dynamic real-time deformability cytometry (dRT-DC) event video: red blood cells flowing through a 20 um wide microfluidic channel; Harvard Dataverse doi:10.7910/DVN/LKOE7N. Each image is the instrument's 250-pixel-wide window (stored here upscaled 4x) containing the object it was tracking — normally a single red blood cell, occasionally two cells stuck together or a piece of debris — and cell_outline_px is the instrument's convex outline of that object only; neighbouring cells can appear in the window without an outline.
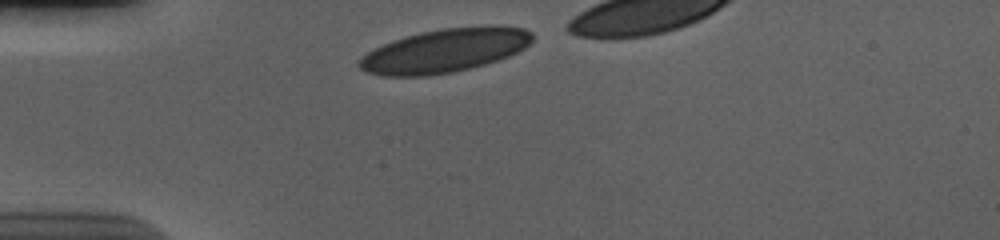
{"species": "human", "species_latin": "Homo sapiens", "temperature_condition": "cold", "stored_images_in_passage": 32, "camera_frame_rate_fps": 3000, "um_per_image_px": 0.085, "donor": {"sex": "male"}, "frame": {"image": 1, "passage_image": 1, "time_ms": 0.0, "image_size_px": [1000, 240], "cell_outline_px": [[532, 40], [524, 48], [508, 56], [484, 64], [452, 72], [428, 76], [380, 76], [368, 72], [360, 68], [356, 64], [360, 56], [392, 40], [424, 32], [444, 28], [492, 24], [524, 28], [532, 32]], "centroid_in_image_um": [37.8, 4.29], "position_along_channel_um": 47.2, "area_um2": 43.99}}
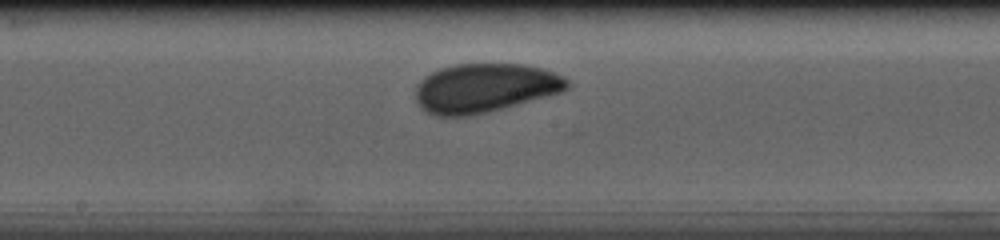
{"frame": {"image": 2, "passage_image": 16, "time_ms": 5.0, "image_size_px": [1000, 240], "cell_outline_px": [[568, 88], [560, 92], [488, 112], [468, 116], [436, 116], [424, 112], [420, 108], [416, 100], [416, 88], [420, 80], [424, 76], [440, 68], [456, 64], [524, 64], [540, 68], [564, 76], [568, 80]], "centroid_in_image_um": [41.15, 7.48], "position_along_channel_um": 207.0, "area_um2": 43.18}}
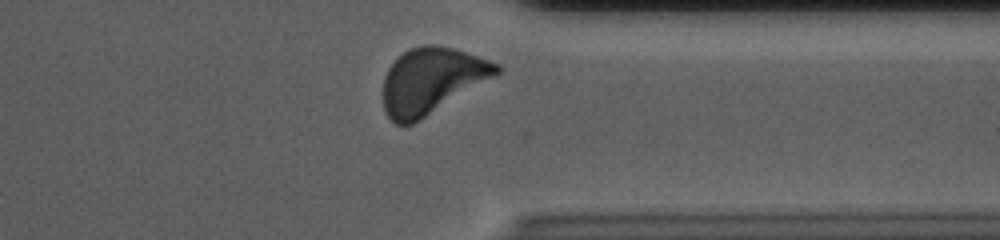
{"frame": {"image": 3, "passage_image": 30, "time_ms": 9.667, "image_size_px": [1000, 240], "cell_outline_px": [[504, 68], [500, 72], [420, 120], [412, 124], [396, 124], [388, 116], [384, 108], [384, 76], [388, 68], [408, 48], [424, 44], [436, 44], [452, 48], [500, 64]], "centroid_in_image_um": [36.67, 6.84], "position_along_channel_um": 374.7, "area_um2": 42.83}}